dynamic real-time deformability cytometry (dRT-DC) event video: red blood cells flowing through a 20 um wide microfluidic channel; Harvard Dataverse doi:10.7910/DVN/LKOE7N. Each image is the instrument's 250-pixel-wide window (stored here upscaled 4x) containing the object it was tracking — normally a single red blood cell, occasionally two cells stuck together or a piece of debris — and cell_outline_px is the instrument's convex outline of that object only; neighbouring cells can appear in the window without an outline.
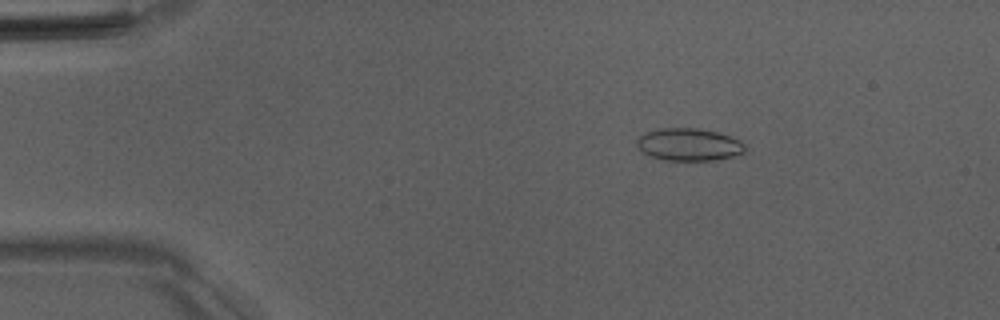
{"species": "Egyptian fruit bat (a non-hibernating species)", "species_latin": "Rousettus aegyptiacus", "temperature_condition": "room temperature", "stored_images_in_passage": 52, "camera_frame_rate_fps": 3000, "um_per_image_px": 0.085, "animal": {"sex": "male"}, "frame": {"image": 1, "passage_image": 9, "time_ms": 2.667, "image_size_px": [1000, 320], "cell_outline_px": [[744, 152], [736, 156], [716, 160], [664, 160], [640, 152], [636, 148], [636, 140], [644, 132], [656, 128], [700, 128], [716, 132], [740, 140], [744, 144]], "centroid_in_image_um": [58.51, 12.28], "position_along_channel_um": 26.5, "area_um2": 20.69}}
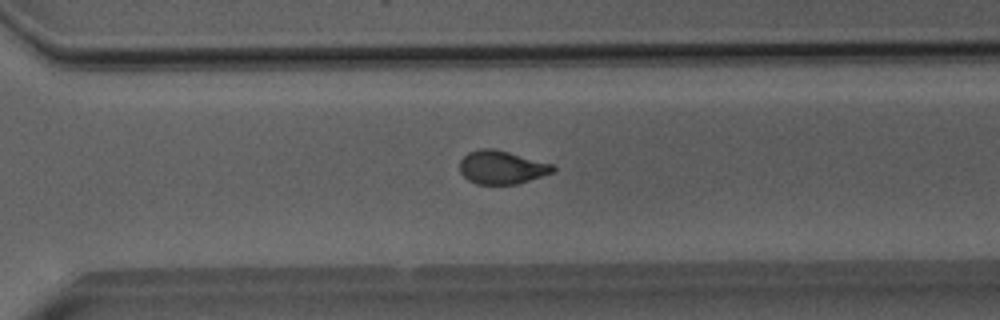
{"frame": {"image": 2, "passage_image": 37, "time_ms": 12.0, "image_size_px": [1000, 320], "cell_outline_px": [[556, 168], [552, 172], [516, 184], [476, 184], [468, 180], [460, 172], [460, 160], [468, 152], [480, 148], [492, 148], [508, 152], [552, 164]], "centroid_in_image_um": [42.59, 14.22], "position_along_channel_um": 328.0, "area_um2": 17.86}}
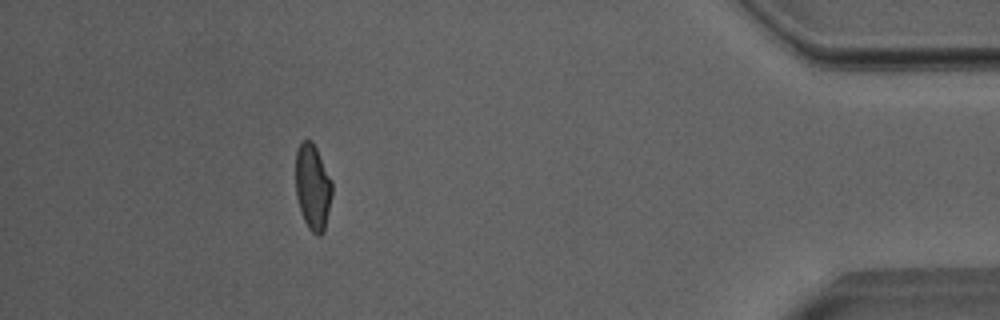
{"frame": {"image": 3, "passage_image": 47, "time_ms": 15.333, "image_size_px": [1000, 320], "cell_outline_px": [[332, 192], [324, 232], [320, 236], [316, 236], [308, 228], [304, 220], [296, 196], [296, 152], [300, 144], [304, 140], [312, 140], [332, 180]], "centroid_in_image_um": [26.58, 15.91], "position_along_channel_um": 408.6, "area_um2": 18.15}, "authors_computed_cell_mechanics": {"area_um2": 18.6983, "velocity_mm_per_s": 4.0045, "shape_relaxation_time_tau1_ms": 7.3582, "shape_relaxation_time_tau2_ms": 0.8997, "deformation_change_tau1": 0.1786, "deformation_change_tau2": 0.0541}}